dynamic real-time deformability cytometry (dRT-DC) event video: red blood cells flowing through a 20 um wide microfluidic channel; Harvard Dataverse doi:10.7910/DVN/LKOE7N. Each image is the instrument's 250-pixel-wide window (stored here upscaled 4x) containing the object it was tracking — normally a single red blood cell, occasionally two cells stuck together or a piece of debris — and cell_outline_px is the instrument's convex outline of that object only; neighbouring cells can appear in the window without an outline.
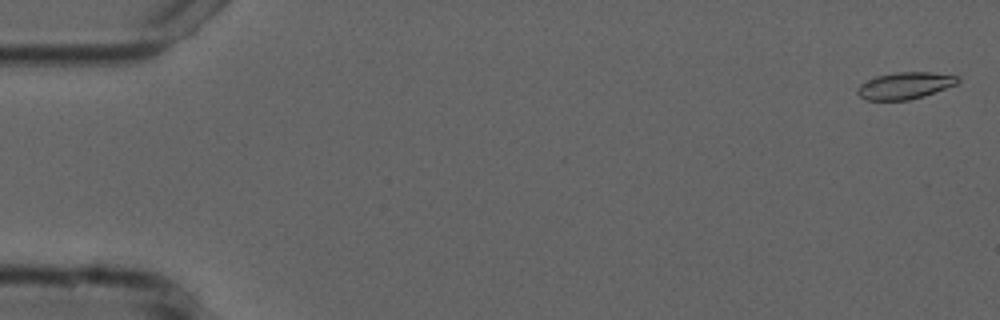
{"species": "common noctule bat (a hibernating species)", "species_latin": "Nyctalus noctula", "temperature_condition": "cold", "stored_images_in_passage": 18, "camera_frame_rate_fps": 3000, "um_per_image_px": 0.085, "animal": {"sex": "male", "forearm_length_mm": 52.5}, "frame": {"image": 1, "passage_image": 2, "time_ms": 0.333, "image_size_px": [1000, 320], "cell_outline_px": [[960, 80], [956, 84], [924, 96], [908, 100], [864, 100], [856, 92], [856, 88], [860, 84], [876, 76], [896, 72], [932, 72], [960, 76]], "centroid_in_image_um": [76.91, 7.27], "position_along_channel_um": 8.1, "area_um2": 15.72}}
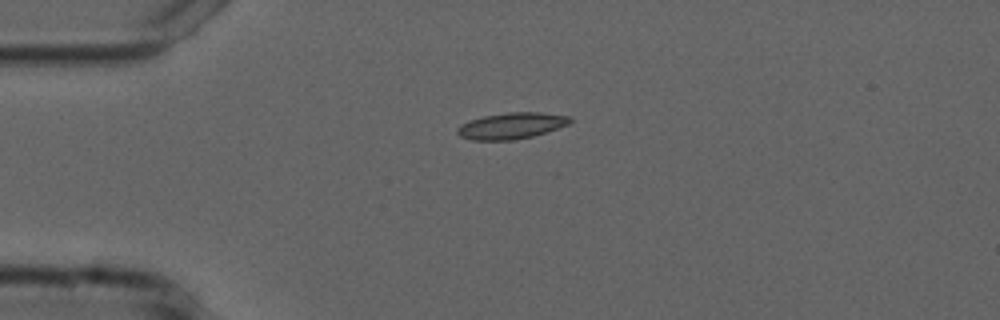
{"frame": {"image": 2, "passage_image": 14, "time_ms": 4.333, "image_size_px": [1000, 320], "cell_outline_px": [[572, 120], [568, 124], [532, 136], [512, 140], [472, 140], [460, 136], [456, 132], [456, 128], [460, 124], [468, 120], [484, 116], [508, 112], [540, 112], [572, 116]], "centroid_in_image_um": [43.43, 10.68], "position_along_channel_um": 41.6, "area_um2": 17.22}}